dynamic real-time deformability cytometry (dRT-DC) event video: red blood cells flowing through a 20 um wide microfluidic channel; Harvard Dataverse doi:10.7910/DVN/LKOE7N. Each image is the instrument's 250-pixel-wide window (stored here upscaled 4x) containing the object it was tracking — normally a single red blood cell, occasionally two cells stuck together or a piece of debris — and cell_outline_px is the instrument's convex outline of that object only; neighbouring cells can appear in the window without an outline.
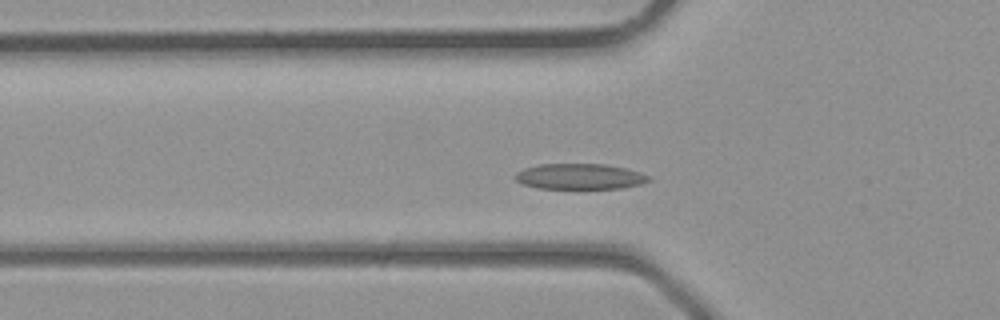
{"species": "common noctule bat (a hibernating species)", "species_latin": "Nyctalus noctula", "temperature_condition": "room temperature", "stored_images_in_passage": 35, "camera_frame_rate_fps": 3000, "um_per_image_px": 0.085, "animal": {"sex": "male", "body_mass_g": 23.1, "forearm_length_mm": 52.7}, "frame": {"image": 1, "passage_image": 9, "time_ms": 2.667, "image_size_px": [1000, 320], "cell_outline_px": [[652, 180], [640, 184], [620, 188], [536, 188], [524, 184], [516, 180], [512, 176], [516, 172], [524, 168], [540, 164], [604, 164], [624, 168], [640, 172], [648, 176]], "centroid_in_image_um": [49.24, 15.0], "position_along_channel_um": 76.6, "area_um2": 19.83}}
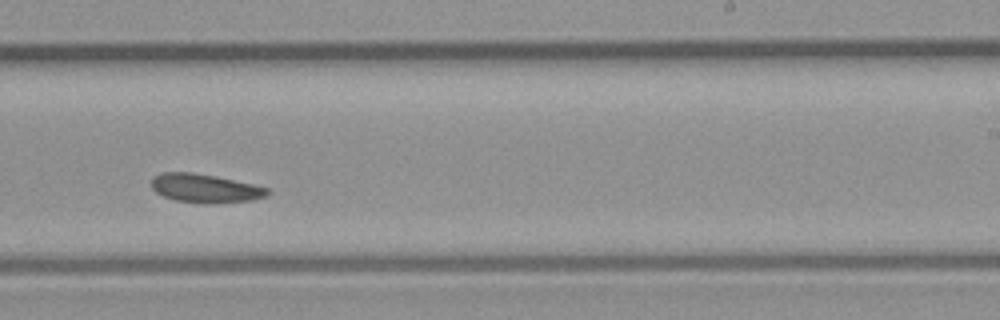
{"frame": {"image": 2, "passage_image": 20, "time_ms": 6.333, "image_size_px": [1000, 320], "cell_outline_px": [[268, 196], [252, 200], [212, 204], [204, 204], [176, 200], [164, 196], [156, 192], [152, 188], [152, 176], [160, 172], [192, 172], [216, 176], [252, 184], [268, 188]], "centroid_in_image_um": [17.42, 16.0], "position_along_channel_um": 271.6, "area_um2": 19.48}}
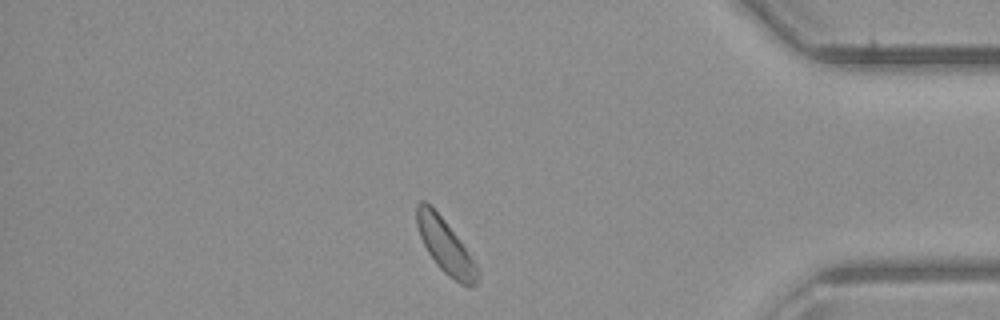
{"frame": {"image": 3, "passage_image": 29, "time_ms": 9.333, "image_size_px": [1000, 320], "cell_outline_px": [[480, 276], [476, 284], [472, 288], [468, 288], [460, 284], [448, 276], [436, 264], [428, 252], [420, 236], [416, 224], [416, 204], [420, 200], [424, 200], [444, 220], [456, 236], [476, 264], [480, 272]], "centroid_in_image_um": [37.87, 20.97], "position_along_channel_um": 397.3, "area_um2": 18.96}}